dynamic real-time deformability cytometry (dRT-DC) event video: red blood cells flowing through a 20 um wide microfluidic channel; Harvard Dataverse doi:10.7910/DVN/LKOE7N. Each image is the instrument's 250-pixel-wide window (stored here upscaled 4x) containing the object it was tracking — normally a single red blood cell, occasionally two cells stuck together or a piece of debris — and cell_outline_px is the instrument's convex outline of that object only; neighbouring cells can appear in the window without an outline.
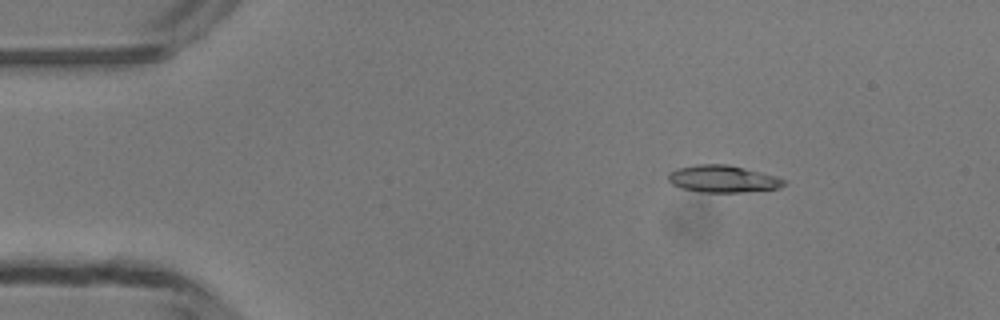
{"species": "common noctule bat (a hibernating species)", "species_latin": "Nyctalus noctula", "temperature_condition": "room temperature", "stored_images_in_passage": 47, "camera_frame_rate_fps": 3000, "um_per_image_px": 0.085, "animal": {"sex": "male", "body_mass_g": 13.3}, "frame": {"image": 1, "passage_image": 6, "time_ms": 1.667, "image_size_px": [1000, 320], "cell_outline_px": [[788, 180], [780, 188], [744, 192], [700, 192], [680, 188], [672, 184], [668, 180], [668, 172], [676, 168], [696, 164], [728, 164], [776, 176]], "centroid_in_image_um": [61.42, 15.2], "position_along_channel_um": 23.6, "area_um2": 18.44}}
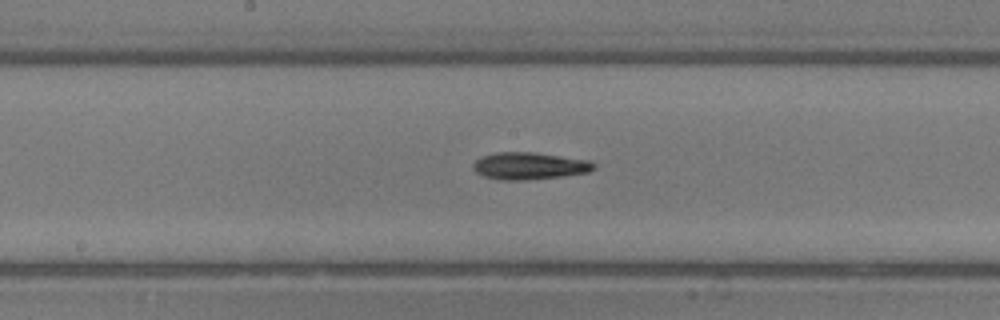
{"frame": {"image": 2, "passage_image": 24, "time_ms": 7.667, "image_size_px": [1000, 320], "cell_outline_px": [[596, 168], [588, 172], [564, 176], [528, 180], [500, 180], [484, 176], [476, 172], [472, 168], [472, 164], [480, 156], [496, 152], [536, 152], [588, 160], [596, 164]], "centroid_in_image_um": [44.99, 14.1], "position_along_channel_um": 203.2, "area_um2": 19.31}}
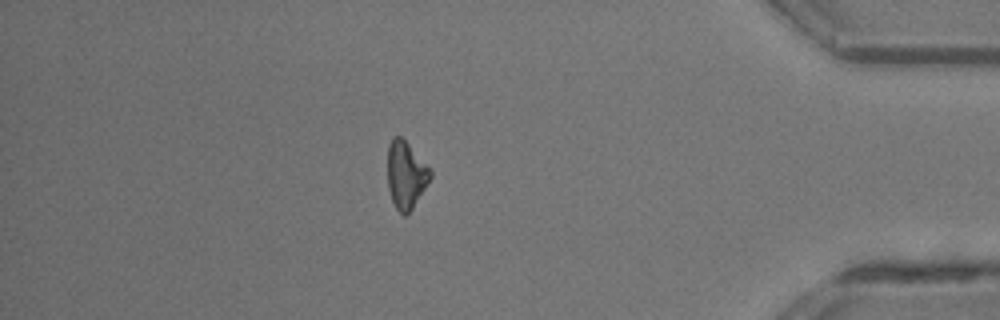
{"frame": {"image": 3, "passage_image": 41, "time_ms": 13.333, "image_size_px": [1000, 320], "cell_outline_px": [[432, 176], [412, 208], [404, 216], [396, 208], [392, 200], [388, 188], [388, 144], [392, 136], [400, 136], [432, 168]], "centroid_in_image_um": [34.51, 14.83], "position_along_channel_um": 400.7, "area_um2": 16.7}, "authors_computed_cell_mechanics": {"area_um2": 18.0914, "velocity_mm_per_s": 4.2271, "shape_relaxation_time_tau1_ms": 3.3282, "shape_relaxation_time_tau2_ms": null, "deformation_change_tau1": 0.1072, "deformation_change_tau2": null}}